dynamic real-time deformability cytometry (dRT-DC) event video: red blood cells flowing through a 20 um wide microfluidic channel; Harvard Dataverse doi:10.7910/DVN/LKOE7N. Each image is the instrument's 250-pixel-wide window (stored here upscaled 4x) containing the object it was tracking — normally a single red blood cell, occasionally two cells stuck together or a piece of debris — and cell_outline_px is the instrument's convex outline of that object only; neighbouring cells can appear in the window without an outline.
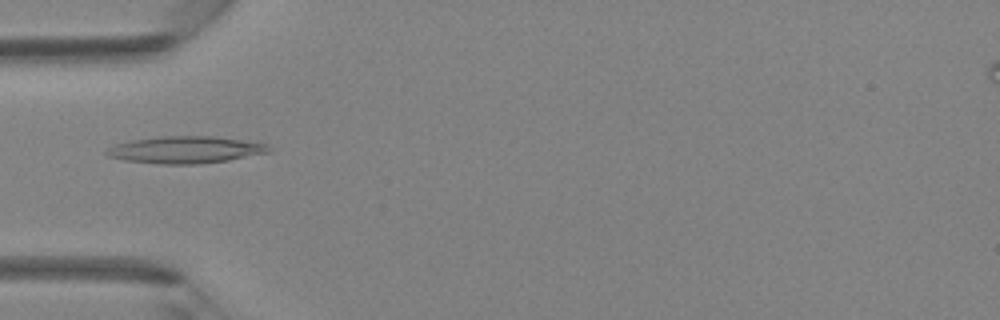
{"species": "Egyptian fruit bat (a non-hibernating species)", "species_latin": "Rousettus aegyptiacus", "temperature_condition": "room temperature", "stored_images_in_passage": 33, "camera_frame_rate_fps": 3000, "um_per_image_px": 0.085, "animal": {"sex": "female"}, "frame": {"image": 1, "passage_image": 5, "time_ms": 1.333, "image_size_px": [1000, 320], "cell_outline_px": [[272, 152], [228, 160], [196, 164], [160, 164], [124, 160], [108, 156], [104, 152], [108, 148], [116, 144], [132, 140], [160, 136], [216, 136], [268, 144], [272, 148]], "centroid_in_image_um": [15.79, 12.73], "position_along_channel_um": 69.2, "area_um2": 25.61}}
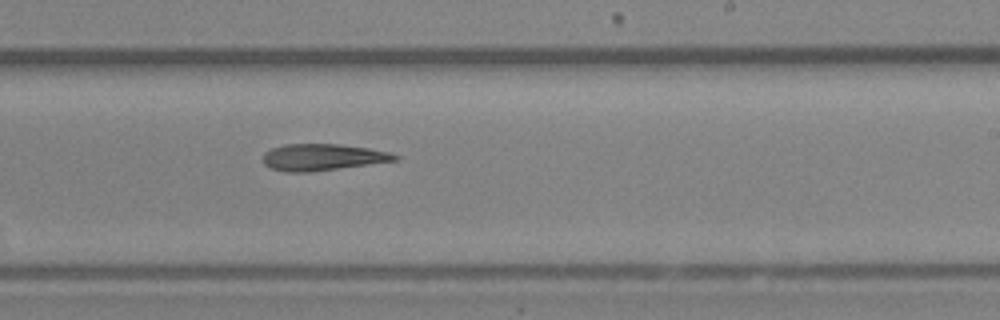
{"frame": {"image": 2, "passage_image": 17, "time_ms": 5.333, "image_size_px": [1000, 320], "cell_outline_px": [[400, 160], [308, 172], [288, 172], [272, 168], [264, 164], [264, 152], [272, 148], [284, 144], [340, 144], [368, 148], [388, 152], [400, 156]], "centroid_in_image_um": [27.43, 13.35], "position_along_channel_um": 261.6, "area_um2": 20.29}}
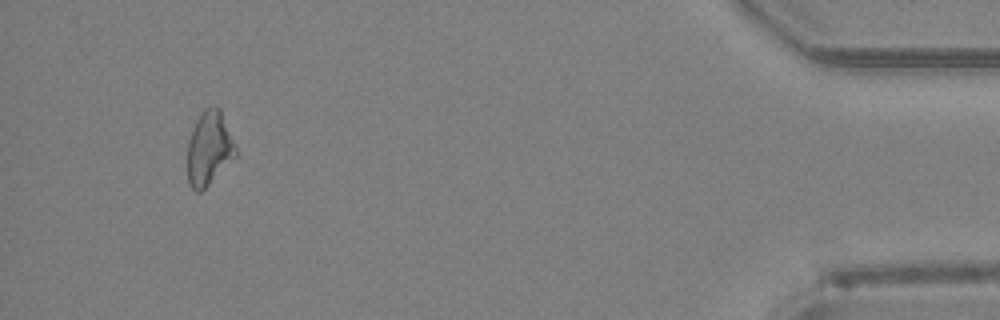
{"frame": {"image": 3, "passage_image": 31, "time_ms": 10.0, "image_size_px": [1000, 320], "cell_outline_px": [[236, 156], [200, 192], [196, 192], [188, 184], [188, 140], [192, 128], [200, 112], [204, 108], [220, 108], [236, 148]], "centroid_in_image_um": [17.75, 12.6], "position_along_channel_um": 417.5, "area_um2": 20.4}}